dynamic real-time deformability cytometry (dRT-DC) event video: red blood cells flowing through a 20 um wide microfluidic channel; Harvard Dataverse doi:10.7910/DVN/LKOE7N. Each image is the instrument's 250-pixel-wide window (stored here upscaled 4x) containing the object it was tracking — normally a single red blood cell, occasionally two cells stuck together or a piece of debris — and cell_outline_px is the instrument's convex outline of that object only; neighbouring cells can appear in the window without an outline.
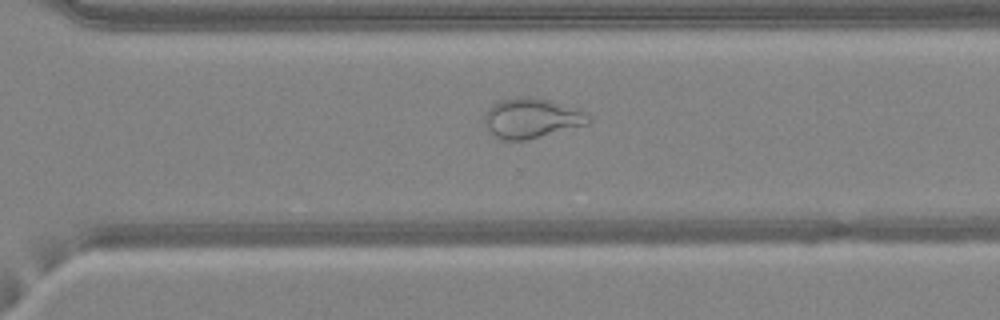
{"species": "common noctule bat (a hibernating species)", "species_latin": "Nyctalus noctula", "temperature_condition": "warm", "stored_images_in_passage": 48, "camera_frame_rate_fps": 3000, "um_per_image_px": 0.085, "animal": {"sex": "female", "body_mass_g": 24.6, "forearm_length_mm": 56.2}, "frame": {"image": 1, "passage_image": 34, "time_ms": 11.0, "image_size_px": [1000, 320], "cell_outline_px": [[592, 120], [588, 124], [528, 140], [504, 140], [492, 136], [484, 128], [484, 116], [488, 108], [492, 104], [500, 100], [520, 96], [528, 96], [544, 100], [580, 112], [588, 116]], "centroid_in_image_um": [45.05, 10.09], "position_along_channel_um": 325.6, "area_um2": 23.81}}
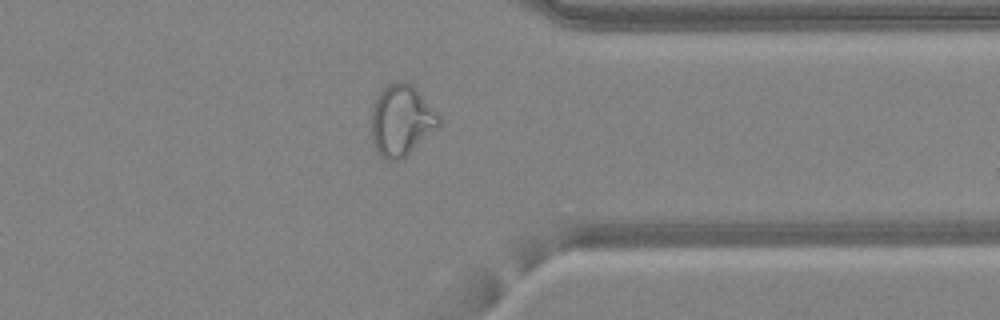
{"frame": {"image": 2, "passage_image": 38, "time_ms": 12.333, "image_size_px": [1000, 320], "cell_outline_px": [[440, 124], [436, 128], [400, 160], [388, 160], [380, 156], [372, 144], [372, 104], [376, 96], [388, 84], [396, 80], [404, 80], [412, 84], [416, 88], [440, 116]], "centroid_in_image_um": [34.08, 10.2], "position_along_channel_um": 377.3, "area_um2": 27.8}}
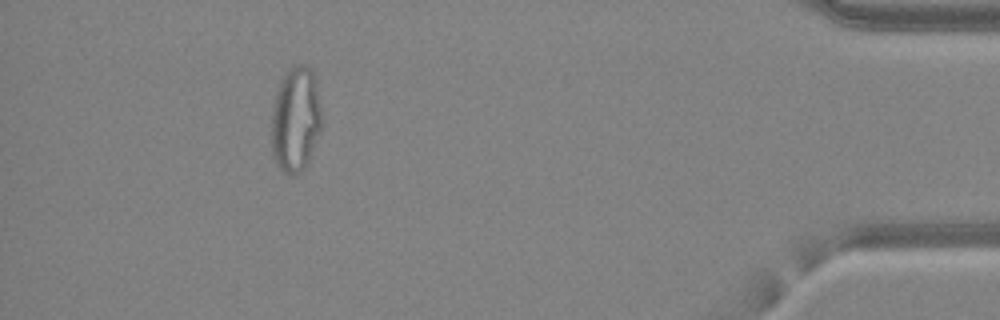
{"frame": {"image": 3, "passage_image": 44, "time_ms": 14.333, "image_size_px": [1000, 320], "cell_outline_px": [[320, 132], [308, 160], [304, 168], [300, 172], [284, 172], [276, 164], [272, 156], [272, 108], [276, 92], [280, 80], [284, 72], [296, 64], [300, 64], [308, 68], [312, 72], [316, 80], [320, 104]], "centroid_in_image_um": [25.11, 10.11], "position_along_channel_um": 410.1, "area_um2": 30.52}, "authors_computed_cell_mechanics": {"area_um2": 29.8537, "velocity_mm_per_s": 4.2724, "shape_relaxation_time_tau1_ms": null, "shape_relaxation_time_tau2_ms": 0.9853, "deformation_change_tau1": null, "deformation_change_tau2": 0.0864}}